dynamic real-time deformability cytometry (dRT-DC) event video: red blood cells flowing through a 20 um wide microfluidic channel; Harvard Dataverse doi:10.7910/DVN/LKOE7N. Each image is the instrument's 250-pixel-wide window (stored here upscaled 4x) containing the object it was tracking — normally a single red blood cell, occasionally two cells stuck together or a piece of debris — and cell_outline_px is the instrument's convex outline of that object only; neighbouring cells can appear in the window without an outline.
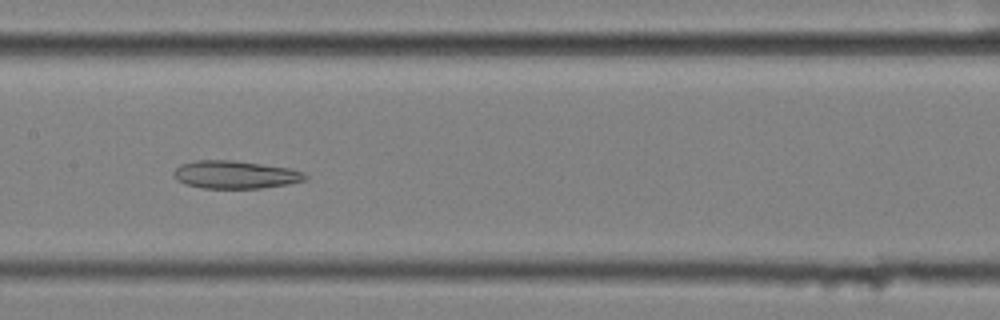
{"species": "common noctule bat (a hibernating species)", "species_latin": "Nyctalus noctula", "temperature_condition": "cold", "stored_images_in_passage": 58, "segment_of_instrument_passage": [2, 2], "camera_frame_rate_fps": 3000, "um_per_image_px": 0.085, "animal": {"sex": "female", "body_mass_g": 25.1}, "frame": {"image": 1, "passage_image": 29, "time_ms": 9.333, "image_size_px": [1000, 320], "cell_outline_px": [[308, 180], [288, 184], [260, 188], [204, 188], [184, 184], [176, 180], [172, 172], [180, 164], [196, 160], [232, 160], [288, 168], [304, 172], [308, 176]], "centroid_in_image_um": [19.98, 14.85], "position_along_channel_um": 187.4, "area_um2": 21.39}}
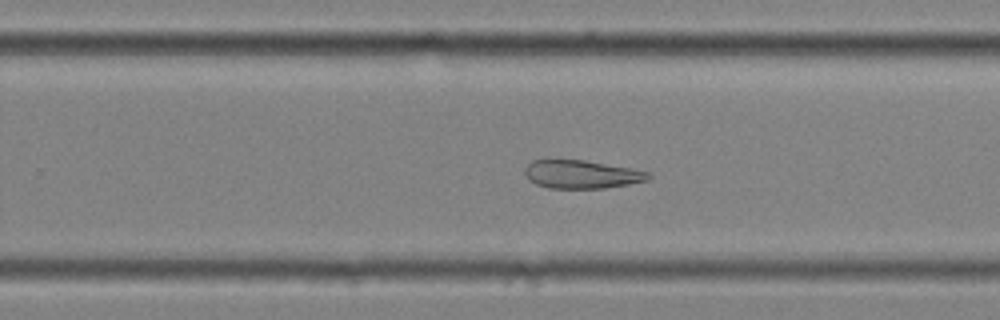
{"frame": {"image": 2, "passage_image": 37, "time_ms": 12.0, "image_size_px": [1000, 320], "cell_outline_px": [[652, 176], [648, 180], [628, 184], [604, 188], [548, 188], [536, 184], [528, 180], [524, 172], [524, 168], [532, 160], [584, 160], [632, 168], [648, 172]], "centroid_in_image_um": [49.42, 14.82], "position_along_channel_um": 280.4, "area_um2": 20.35}}
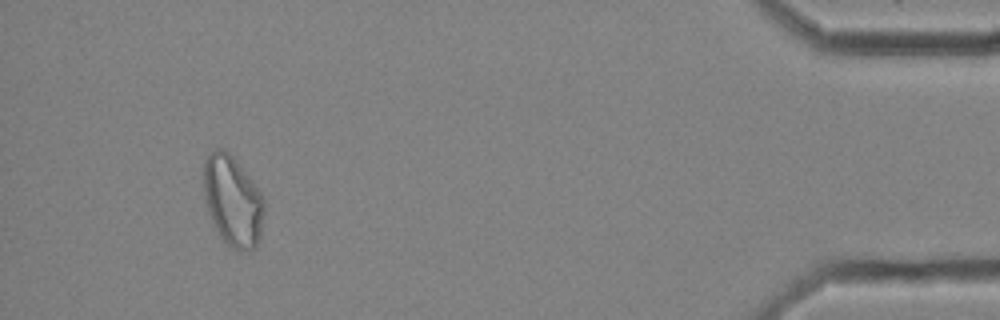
{"frame": {"image": 3, "passage_image": 54, "time_ms": 17.667, "image_size_px": [1000, 320], "cell_outline_px": [[264, 212], [260, 236], [256, 244], [252, 248], [232, 248], [220, 236], [208, 212], [204, 196], [204, 160], [216, 148], [224, 148], [232, 156], [252, 180], [260, 192], [264, 200]], "centroid_in_image_um": [19.77, 17.04], "position_along_channel_um": 415.4, "area_um2": 31.27}}